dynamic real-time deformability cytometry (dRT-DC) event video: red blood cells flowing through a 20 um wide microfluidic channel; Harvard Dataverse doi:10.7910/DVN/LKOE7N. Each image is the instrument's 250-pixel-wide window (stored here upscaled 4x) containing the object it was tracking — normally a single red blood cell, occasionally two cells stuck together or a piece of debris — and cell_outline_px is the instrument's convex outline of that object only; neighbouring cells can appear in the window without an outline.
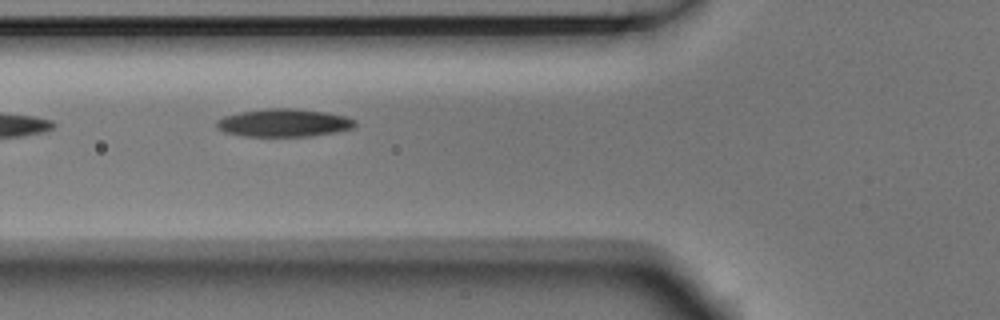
{"species": "Egyptian fruit bat (a non-hibernating species)", "species_latin": "Rousettus aegyptiacus", "temperature_condition": "room temperature", "stored_images_in_passage": 6, "camera_frame_rate_fps": 3000, "um_per_image_px": 0.085, "animal": {"sex": "male"}, "frame": {"image": 1, "passage_image": 6, "time_ms": 1.667, "image_size_px": [1000, 320], "cell_outline_px": [[356, 124], [352, 128], [336, 132], [312, 136], [244, 136], [224, 132], [216, 128], [216, 120], [224, 116], [240, 112], [268, 108], [296, 108], [324, 112], [344, 116], [356, 120]], "centroid_in_image_um": [24.1, 10.44], "position_along_channel_um": 101.7, "area_um2": 22.54}}